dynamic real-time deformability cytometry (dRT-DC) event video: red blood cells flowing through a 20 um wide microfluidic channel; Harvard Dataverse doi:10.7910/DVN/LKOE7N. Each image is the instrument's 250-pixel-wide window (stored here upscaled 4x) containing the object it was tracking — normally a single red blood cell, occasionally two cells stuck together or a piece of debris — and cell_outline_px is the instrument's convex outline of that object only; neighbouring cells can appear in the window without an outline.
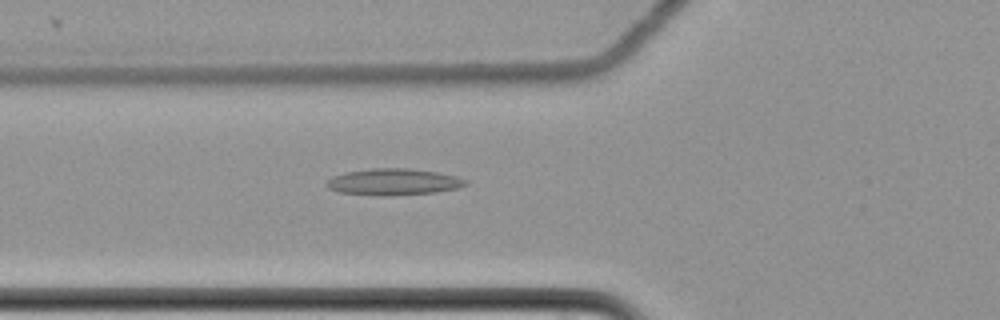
{"species": "common noctule bat (a hibernating species)", "species_latin": "Nyctalus noctula", "temperature_condition": "cold", "stored_images_in_passage": 61, "camera_frame_rate_fps": 3000, "um_per_image_px": 0.085, "animal": {"sex": "female", "body_mass_g": 22.7, "forearm_length_mm": 54.2}, "frame": {"image": 1, "passage_image": 24, "time_ms": 7.667, "image_size_px": [1000, 320], "cell_outline_px": [[468, 184], [456, 188], [436, 192], [388, 196], [384, 196], [336, 192], [328, 188], [324, 184], [332, 176], [344, 172], [372, 168], [408, 168], [436, 172], [456, 176], [468, 180]], "centroid_in_image_um": [33.41, 15.46], "position_along_channel_um": 92.4, "area_um2": 21.62}}
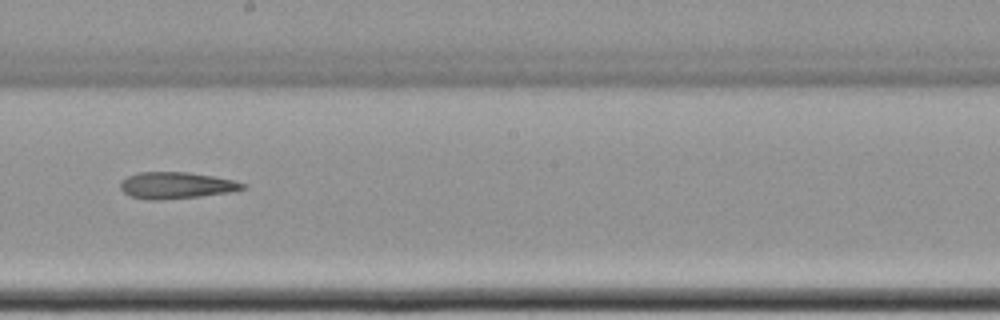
{"frame": {"image": 2, "passage_image": 36, "time_ms": 11.667, "image_size_px": [1000, 320], "cell_outline_px": [[248, 188], [236, 192], [200, 196], [156, 200], [148, 200], [132, 196], [124, 192], [120, 188], [120, 180], [128, 176], [140, 172], [188, 172], [212, 176], [232, 180], [248, 184]], "centroid_in_image_um": [15.04, 15.76], "position_along_channel_um": 233.2, "area_um2": 19.07}}
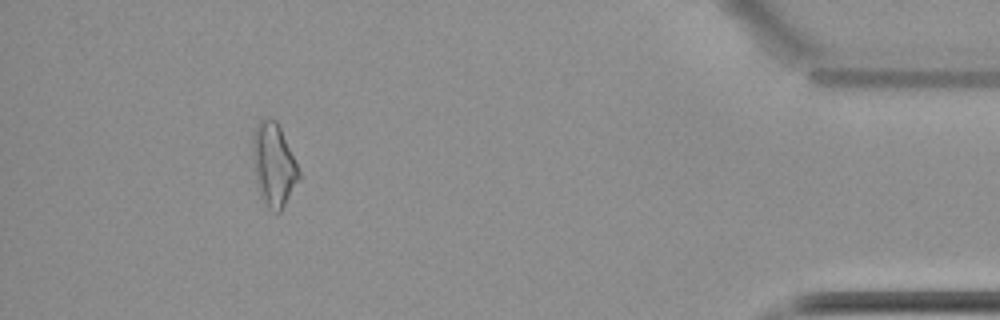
{"frame": {"image": 3, "passage_image": 56, "time_ms": 18.333, "image_size_px": [1000, 320], "cell_outline_px": [[300, 180], [280, 212], [276, 212], [260, 196], [256, 184], [252, 148], [252, 140], [256, 124], [260, 120], [268, 116], [276, 120], [280, 128], [300, 172]], "centroid_in_image_um": [23.25, 13.97], "position_along_channel_um": 411.9, "area_um2": 22.08}}